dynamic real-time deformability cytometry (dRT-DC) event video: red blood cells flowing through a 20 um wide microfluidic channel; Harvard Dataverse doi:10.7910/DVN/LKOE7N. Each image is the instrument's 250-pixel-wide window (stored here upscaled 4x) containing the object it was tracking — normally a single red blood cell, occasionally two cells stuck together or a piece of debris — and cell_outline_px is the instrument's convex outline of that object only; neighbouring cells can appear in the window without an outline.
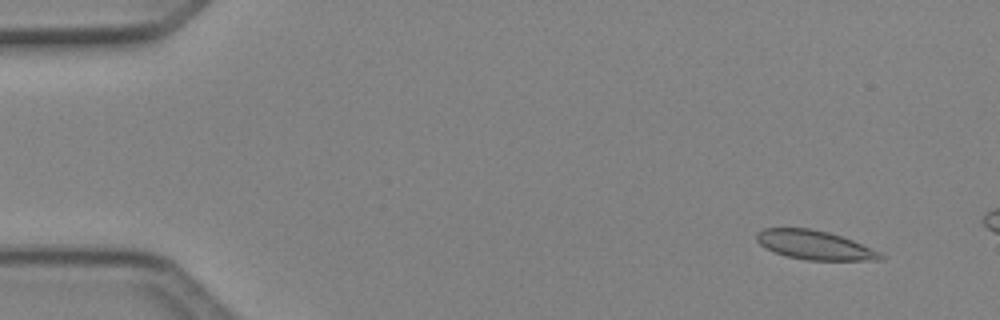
{"species": "Egyptian fruit bat (a non-hibernating species)", "species_latin": "Rousettus aegyptiacus", "temperature_condition": "cold", "stored_images_in_passage": 3, "camera_frame_rate_fps": 3000, "um_per_image_px": 0.085, "animal": {"sex": "female"}, "frame": {"image": 1, "passage_image": 2, "time_ms": 0.333, "image_size_px": [1000, 320], "cell_outline_px": [[884, 260], [808, 260], [788, 256], [764, 248], [756, 240], [756, 232], [764, 228], [812, 228], [828, 232], [852, 240], [880, 252], [884, 256]], "centroid_in_image_um": [69.22, 20.82], "position_along_channel_um": 15.8, "area_um2": 20.87}}